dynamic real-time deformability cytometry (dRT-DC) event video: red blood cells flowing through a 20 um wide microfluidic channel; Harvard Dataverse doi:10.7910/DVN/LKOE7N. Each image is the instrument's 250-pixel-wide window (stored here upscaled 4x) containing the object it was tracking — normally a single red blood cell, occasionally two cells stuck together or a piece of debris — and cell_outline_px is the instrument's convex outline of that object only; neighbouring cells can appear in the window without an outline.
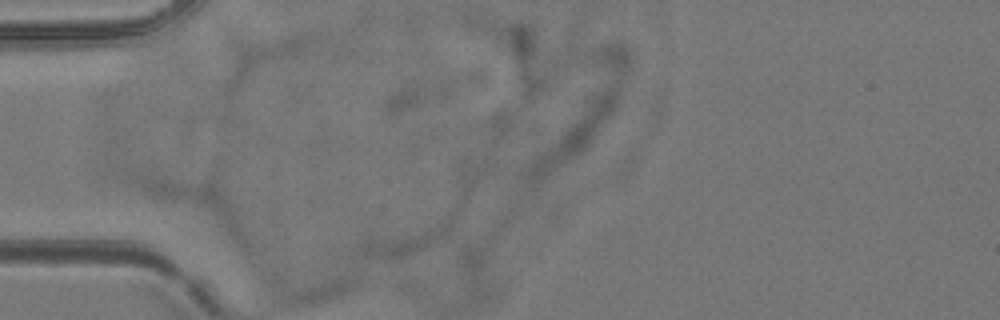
{"species": "common noctule bat (a hibernating species)", "species_latin": "Nyctalus noctula", "temperature_condition": "room temperature", "stored_images_in_passage": 5, "camera_frame_rate_fps": 3000, "um_per_image_px": 0.085, "animal": {"sex": "female", "body_mass_g": 24.6, "forearm_length_mm": 56.2}, "frame": {"image": 1, "passage_image": 4, "time_ms": 1.0, "image_size_px": [1000, 320], "cell_outline_px": [[448, 232], [404, 256], [368, 256], [364, 252], [364, 248], [368, 240], [440, 224], [448, 224]], "centroid_in_image_um": [34.35, 20.53], "position_along_channel_um": 50.7, "area_um2": 10.81}}